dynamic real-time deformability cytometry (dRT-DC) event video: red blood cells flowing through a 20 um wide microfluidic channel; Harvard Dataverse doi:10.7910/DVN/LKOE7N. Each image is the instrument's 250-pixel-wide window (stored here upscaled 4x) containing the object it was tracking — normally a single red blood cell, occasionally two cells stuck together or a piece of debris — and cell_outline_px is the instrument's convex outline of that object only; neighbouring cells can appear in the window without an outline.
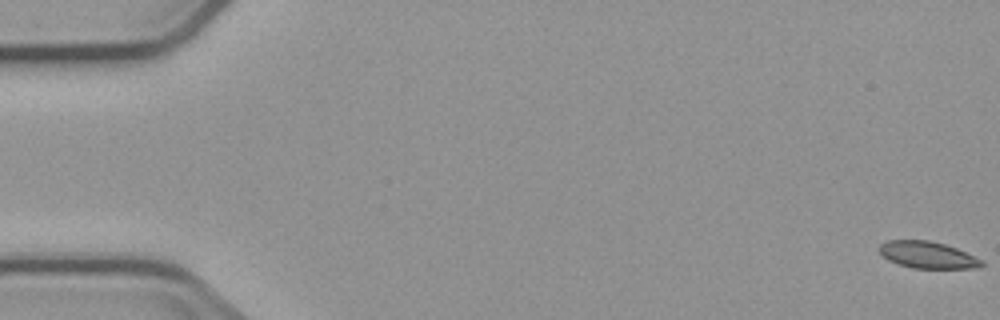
{"species": "common noctule bat (a hibernating species)", "species_latin": "Nyctalus noctula", "temperature_condition": "cold", "stored_images_in_passage": 4, "camera_frame_rate_fps": 3000, "um_per_image_px": 0.085, "animal": {"sex": "male", "body_mass_g": 23.1, "forearm_length_mm": 52.7}, "frame": {"image": 1, "passage_image": 1, "time_ms": 0.0, "image_size_px": [1000, 320], "cell_outline_px": [[984, 264], [972, 268], [912, 268], [896, 264], [888, 260], [880, 252], [880, 244], [888, 240], [928, 240], [944, 244], [956, 248], [984, 260]], "centroid_in_image_um": [78.83, 21.67], "position_along_channel_um": 6.2, "area_um2": 15.9}}
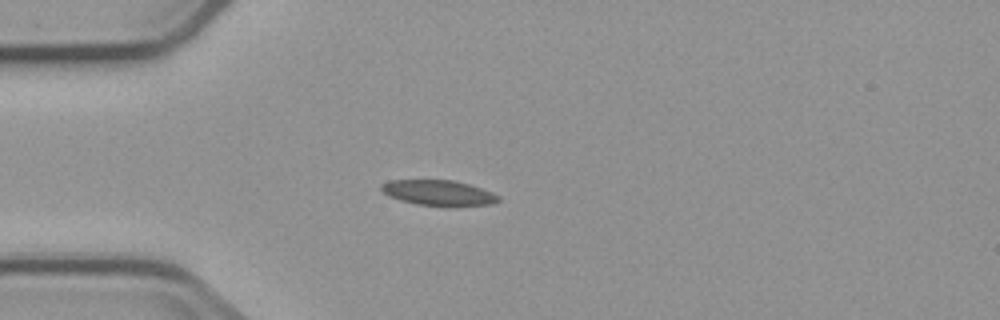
{"frame": {"image": 2, "passage_image": 4, "time_ms": 5.0, "image_size_px": [1000, 320], "cell_outline_px": [[500, 200], [492, 204], [416, 204], [400, 200], [388, 196], [380, 188], [380, 184], [388, 180], [452, 180], [468, 184], [492, 192], [500, 196]], "centroid_in_image_um": [37.21, 16.35], "position_along_channel_um": 47.8, "area_um2": 16.7}}